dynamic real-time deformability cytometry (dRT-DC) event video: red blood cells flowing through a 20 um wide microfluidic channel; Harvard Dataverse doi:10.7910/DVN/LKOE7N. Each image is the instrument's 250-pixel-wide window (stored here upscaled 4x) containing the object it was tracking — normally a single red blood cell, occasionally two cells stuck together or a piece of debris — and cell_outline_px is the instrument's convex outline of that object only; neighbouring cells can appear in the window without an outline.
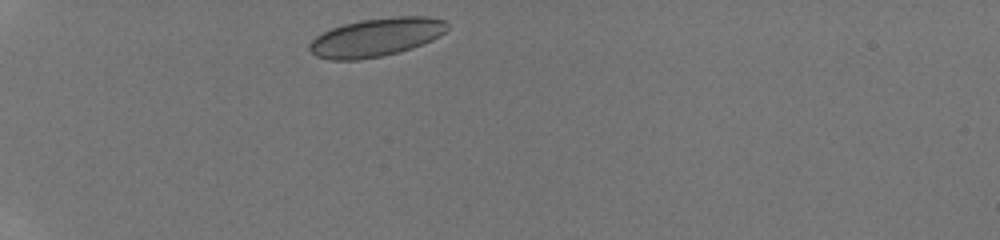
{"species": "human", "species_latin": "Homo sapiens", "temperature_condition": "room temperature", "stored_images_in_passage": 32, "camera_frame_rate_fps": 3000, "um_per_image_px": 0.085, "donor": {"sex": "male"}, "frame": {"image": 1, "passage_image": 1, "time_ms": 0.0, "image_size_px": [1000, 240], "cell_outline_px": [[448, 28], [440, 36], [432, 40], [412, 48], [400, 52], [360, 60], [332, 60], [316, 56], [308, 48], [308, 44], [316, 36], [332, 28], [344, 24], [360, 20], [396, 16], [428, 16], [448, 20]], "centroid_in_image_um": [32.01, 3.16], "position_along_channel_um": 53.0, "area_um2": 30.98}}
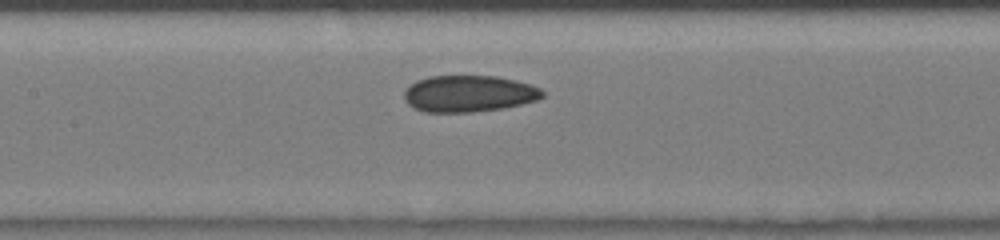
{"frame": {"image": 2, "passage_image": 11, "time_ms": 3.333, "image_size_px": [1000, 240], "cell_outline_px": [[544, 96], [536, 100], [504, 108], [472, 112], [424, 112], [408, 104], [404, 96], [404, 92], [416, 80], [428, 76], [496, 76], [516, 80], [532, 84], [540, 88], [544, 92]], "centroid_in_image_um": [39.87, 7.95], "position_along_channel_um": 167.5, "area_um2": 29.48}}
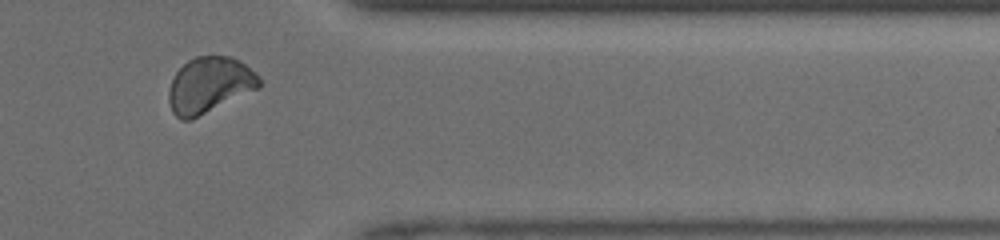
{"frame": {"image": 3, "passage_image": 26, "time_ms": 8.333, "image_size_px": [1000, 240], "cell_outline_px": [[260, 88], [192, 120], [180, 120], [172, 112], [168, 100], [168, 92], [172, 80], [176, 72], [188, 60], [196, 56], [228, 56], [240, 60], [256, 72], [260, 80]], "centroid_in_image_um": [17.81, 7.24], "position_along_channel_um": 393.6, "area_um2": 29.71}}